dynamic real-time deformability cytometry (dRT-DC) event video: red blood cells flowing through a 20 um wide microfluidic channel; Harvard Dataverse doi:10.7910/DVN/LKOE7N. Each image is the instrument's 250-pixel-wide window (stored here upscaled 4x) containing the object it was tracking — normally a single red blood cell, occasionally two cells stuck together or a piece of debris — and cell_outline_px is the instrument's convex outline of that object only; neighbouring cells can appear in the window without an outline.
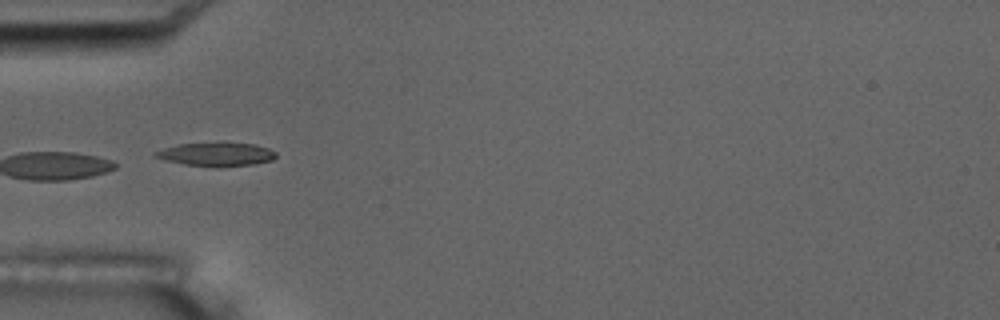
{"species": "common noctule bat (a hibernating species)", "species_latin": "Nyctalus noctula", "temperature_condition": "room temperature", "stored_images_in_passage": 10, "camera_frame_rate_fps": 3000, "um_per_image_px": 0.085, "animal": {"sex": "male", "body_mass_g": 17.5, "forearm_length_mm": 52.3}, "frame": {"image": 1, "passage_image": 6, "time_ms": 5.667, "image_size_px": [1000, 320], "cell_outline_px": [[276, 156], [272, 160], [252, 164], [184, 164], [164, 160], [152, 156], [152, 152], [164, 148], [180, 144], [252, 144], [268, 148], [276, 152]], "centroid_in_image_um": [18.33, 13.09], "position_along_channel_um": 66.7, "area_um2": 15.32}}
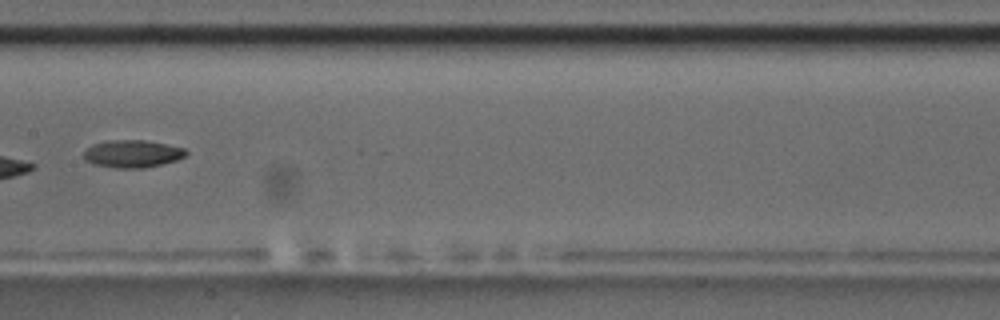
{"frame": {"image": 2, "passage_image": 9, "time_ms": 9.333, "image_size_px": [1000, 320], "cell_outline_px": [[188, 152], [184, 156], [176, 160], [144, 168], [116, 168], [96, 164], [84, 160], [84, 152], [92, 144], [108, 140], [144, 140], [184, 148]], "centroid_in_image_um": [11.23, 13.07], "position_along_channel_um": 196.2, "area_um2": 16.18}}